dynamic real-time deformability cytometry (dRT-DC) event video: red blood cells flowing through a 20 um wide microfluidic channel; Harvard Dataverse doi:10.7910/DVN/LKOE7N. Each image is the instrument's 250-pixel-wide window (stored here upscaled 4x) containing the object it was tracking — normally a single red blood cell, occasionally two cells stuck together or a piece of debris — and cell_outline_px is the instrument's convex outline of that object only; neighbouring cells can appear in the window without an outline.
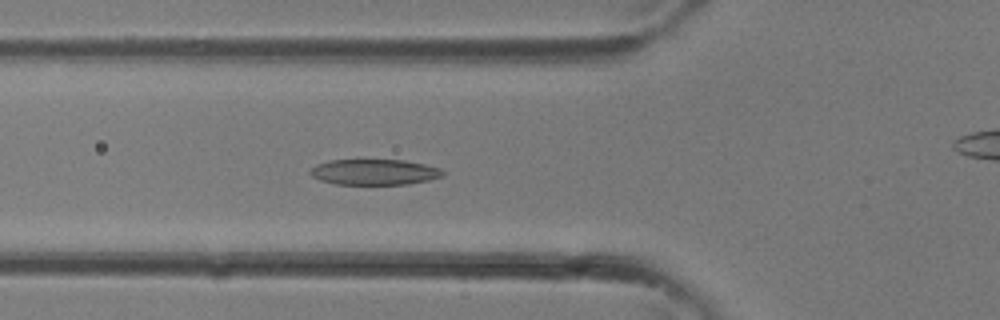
{"species": "common noctule bat (a hibernating species)", "species_latin": "Nyctalus noctula", "temperature_condition": "room temperature", "stored_images_in_passage": 36, "camera_frame_rate_fps": 3000, "um_per_image_px": 0.085, "animal": {"sex": "female"}, "frame": {"image": 1, "passage_image": 13, "time_ms": 4.0, "image_size_px": [1000, 320], "cell_outline_px": [[444, 176], [428, 180], [408, 184], [336, 184], [320, 180], [312, 176], [308, 172], [316, 164], [328, 160], [356, 156], [404, 160], [424, 164], [440, 168], [444, 172]], "centroid_in_image_um": [31.76, 14.56], "position_along_channel_um": 94.0, "area_um2": 20.92}}
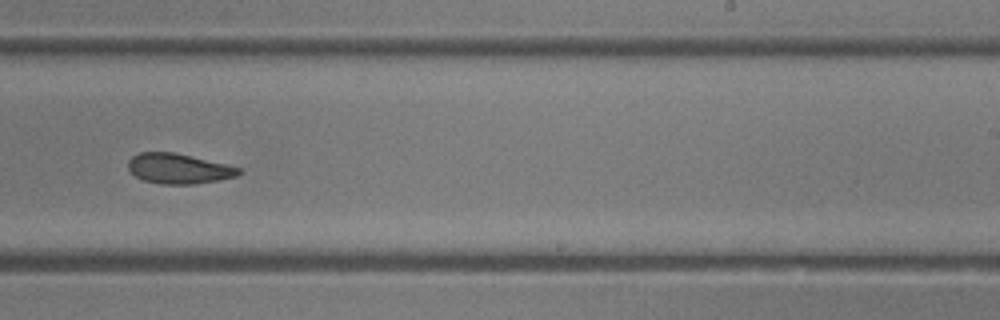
{"frame": {"image": 2, "passage_image": 22, "time_ms": 7.0, "image_size_px": [1000, 320], "cell_outline_px": [[244, 172], [236, 176], [196, 184], [160, 184], [144, 180], [136, 176], [128, 168], [128, 160], [132, 156], [140, 152], [172, 152], [224, 164], [240, 168]], "centroid_in_image_um": [15.16, 14.34], "position_along_channel_um": 273.8, "area_um2": 19.13}}
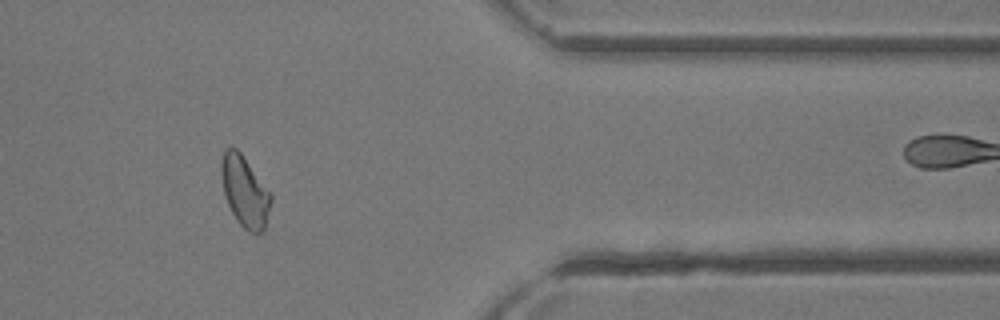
{"frame": {"image": 3, "passage_image": 29, "time_ms": 9.333, "image_size_px": [1000, 320], "cell_outline_px": [[272, 200], [264, 232], [256, 236], [248, 232], [236, 220], [228, 204], [224, 192], [220, 172], [220, 164], [224, 152], [228, 148], [236, 148], [240, 152], [272, 192]], "centroid_in_image_um": [20.84, 16.32], "position_along_channel_um": 390.6, "area_um2": 20.81}}